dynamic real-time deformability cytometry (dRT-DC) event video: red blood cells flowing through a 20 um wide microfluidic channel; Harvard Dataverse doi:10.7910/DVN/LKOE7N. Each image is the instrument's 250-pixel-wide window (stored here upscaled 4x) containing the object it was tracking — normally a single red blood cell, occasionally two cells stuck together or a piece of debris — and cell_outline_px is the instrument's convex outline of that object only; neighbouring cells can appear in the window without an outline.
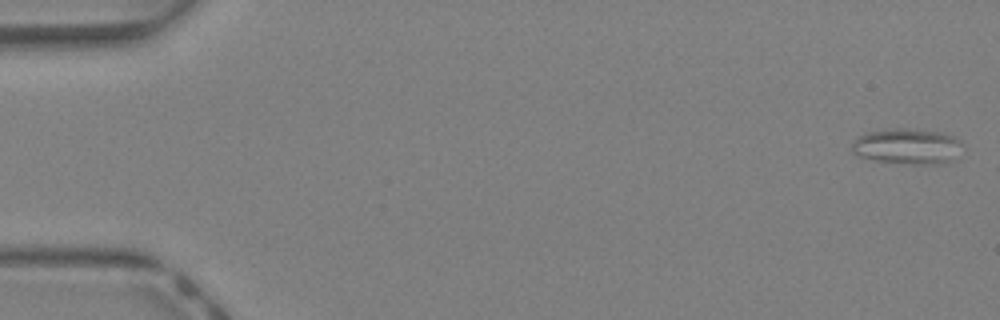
{"species": "Egyptian fruit bat (a non-hibernating species)", "species_latin": "Rousettus aegyptiacus", "temperature_condition": "warm", "stored_images_in_passage": 4, "camera_frame_rate_fps": 3000, "um_per_image_px": 0.085, "animal": {"sex": "female"}, "frame": {"image": 1, "passage_image": 1, "time_ms": 0.0, "image_size_px": [1000, 320], "cell_outline_px": [[964, 144], [956, 160], [948, 164], [912, 164], [876, 160], [856, 156], [852, 152], [852, 144], [864, 132], [888, 128], [904, 128], [940, 132], [952, 136], [960, 140]], "centroid_in_image_um": [77.17, 12.45], "position_along_channel_um": 7.8, "area_um2": 23.41}}